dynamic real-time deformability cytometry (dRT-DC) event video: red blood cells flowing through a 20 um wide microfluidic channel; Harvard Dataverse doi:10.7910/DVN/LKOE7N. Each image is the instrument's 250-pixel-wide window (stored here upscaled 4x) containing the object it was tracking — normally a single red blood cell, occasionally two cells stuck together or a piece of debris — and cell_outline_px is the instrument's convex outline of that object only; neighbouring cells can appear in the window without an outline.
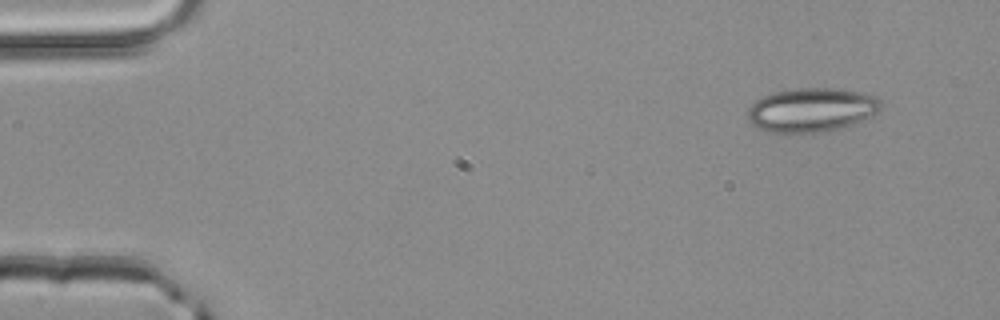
{"species": "common noctule bat (a hibernating species)", "species_latin": "Nyctalus noctula", "temperature_condition": "room temperature", "stored_images_in_passage": 4, "segment_of_instrument_passage": [1, 2], "camera_frame_rate_fps": 3000, "um_per_image_px": 0.085, "animal": {"sex": "male", "body_mass_g": 20.4}, "frame": {"image": 1, "passage_image": 1, "time_ms": 0.0, "image_size_px": [1000, 320], "cell_outline_px": [[884, 104], [876, 112], [852, 124], [840, 128], [824, 132], [768, 132], [752, 124], [748, 120], [748, 108], [756, 100], [772, 92], [796, 88], [836, 88], [864, 92], [876, 96]], "centroid_in_image_um": [68.98, 9.32], "position_along_channel_um": 16.0, "area_um2": 34.1}}